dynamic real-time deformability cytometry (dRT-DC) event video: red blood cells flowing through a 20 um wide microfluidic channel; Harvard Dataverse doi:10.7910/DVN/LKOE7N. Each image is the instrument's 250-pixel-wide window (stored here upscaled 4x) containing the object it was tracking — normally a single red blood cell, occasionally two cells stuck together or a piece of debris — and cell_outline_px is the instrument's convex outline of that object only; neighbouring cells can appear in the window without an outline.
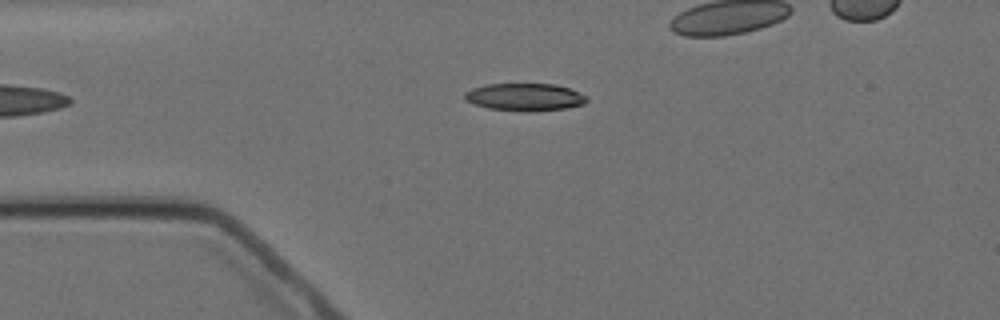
{"species": "Egyptian fruit bat (a non-hibernating species)", "species_latin": "Rousettus aegyptiacus", "temperature_condition": "cold", "stored_images_in_passage": 6, "camera_frame_rate_fps": 3000, "um_per_image_px": 0.085, "animal": {"sex": "female"}, "frame": {"image": 1, "passage_image": 1, "time_ms": 0.0, "image_size_px": [1000, 320], "cell_outline_px": [[588, 100], [584, 104], [564, 108], [532, 112], [528, 112], [488, 108], [472, 104], [464, 100], [464, 92], [472, 88], [484, 84], [556, 84], [568, 88], [588, 96]], "centroid_in_image_um": [44.57, 8.25], "position_along_channel_um": 40.4, "area_um2": 19.77}}
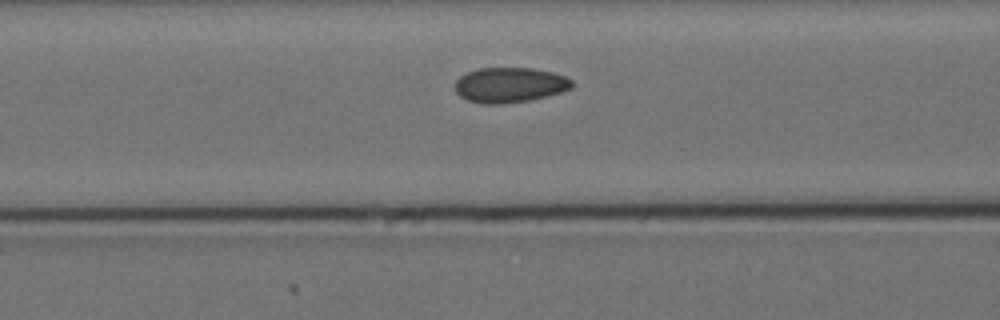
{"frame": {"image": 2, "passage_image": 4, "time_ms": 4.667, "image_size_px": [1000, 320], "cell_outline_px": [[572, 88], [560, 92], [528, 100], [500, 104], [484, 104], [468, 100], [460, 96], [456, 92], [456, 80], [460, 76], [468, 72], [480, 68], [532, 68], [552, 72], [564, 76], [572, 80]], "centroid_in_image_um": [43.31, 7.22], "position_along_channel_um": 123.3, "area_um2": 23.64}}